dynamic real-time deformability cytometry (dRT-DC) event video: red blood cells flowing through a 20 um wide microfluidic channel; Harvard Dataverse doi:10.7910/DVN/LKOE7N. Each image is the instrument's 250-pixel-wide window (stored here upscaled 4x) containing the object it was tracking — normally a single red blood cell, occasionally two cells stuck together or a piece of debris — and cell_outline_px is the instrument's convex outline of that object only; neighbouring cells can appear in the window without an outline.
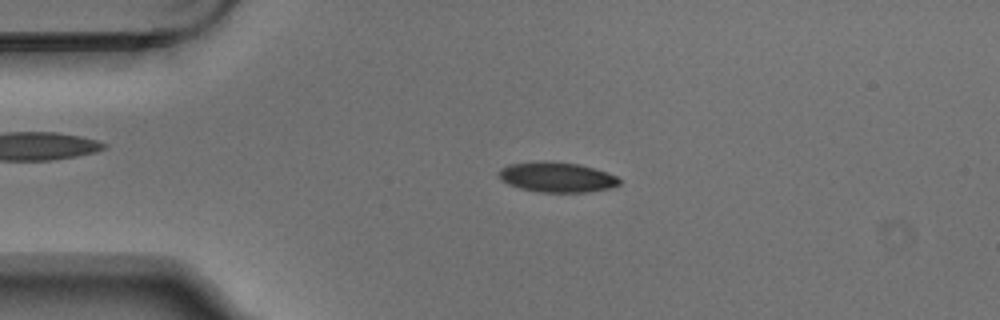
{"species": "Egyptian fruit bat (a non-hibernating species)", "species_latin": "Rousettus aegyptiacus", "temperature_condition": "warm", "stored_images_in_passage": 3, "camera_frame_rate_fps": 3000, "um_per_image_px": 0.085, "animal": {"sex": "male"}, "frame": {"image": 1, "passage_image": 2, "time_ms": 0.333, "image_size_px": [1000, 320], "cell_outline_px": [[620, 184], [612, 188], [588, 192], [536, 192], [520, 188], [508, 184], [500, 180], [496, 172], [500, 168], [508, 164], [536, 160], [544, 160], [580, 164], [608, 172], [616, 176], [620, 180]], "centroid_in_image_um": [47.29, 15.04], "position_along_channel_um": 37.7, "area_um2": 21.68}}